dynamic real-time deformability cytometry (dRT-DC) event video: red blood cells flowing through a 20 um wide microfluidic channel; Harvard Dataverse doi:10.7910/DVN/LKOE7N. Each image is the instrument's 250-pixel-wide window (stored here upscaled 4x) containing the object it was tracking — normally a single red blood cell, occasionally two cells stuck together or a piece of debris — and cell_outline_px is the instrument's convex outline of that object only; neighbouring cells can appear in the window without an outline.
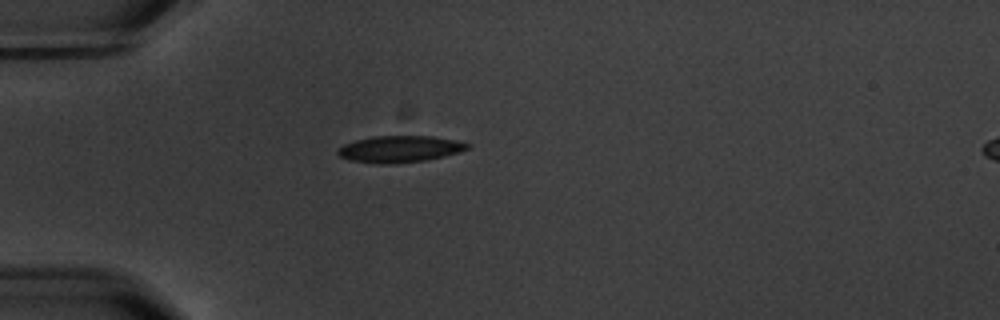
{"species": "common noctule bat (a hibernating species)", "species_latin": "Nyctalus noctula", "temperature_condition": "warm", "stored_images_in_passage": 2, "segment_of_instrument_passage": [1, 2], "camera_frame_rate_fps": 3000, "um_per_image_px": 0.085, "animal": {"sex": "male", "body_mass_g": 20.1, "forearm_length_mm": 53.5}, "frame": {"image": 1, "passage_image": 1, "time_ms": 0.0, "image_size_px": [1000, 320], "cell_outline_px": [[472, 144], [468, 148], [460, 152], [444, 156], [424, 160], [396, 164], [376, 164], [348, 160], [340, 156], [336, 152], [344, 144], [356, 140], [372, 136], [432, 136], [456, 140]], "centroid_in_image_um": [33.98, 12.67], "position_along_channel_um": 51.0, "area_um2": 20.23}}